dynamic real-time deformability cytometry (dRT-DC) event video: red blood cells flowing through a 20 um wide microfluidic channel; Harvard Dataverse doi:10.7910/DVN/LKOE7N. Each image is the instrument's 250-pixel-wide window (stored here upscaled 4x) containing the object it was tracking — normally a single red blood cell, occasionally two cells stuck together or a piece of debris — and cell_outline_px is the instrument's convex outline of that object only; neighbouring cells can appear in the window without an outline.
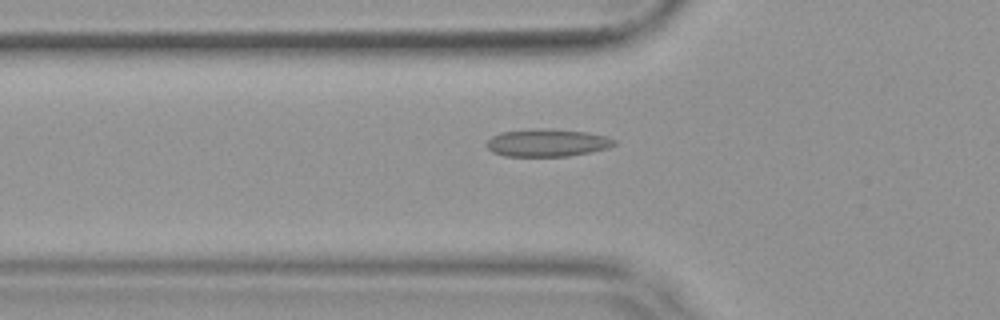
{"species": "common noctule bat (a hibernating species)", "species_latin": "Nyctalus noctula", "temperature_condition": "warm", "stored_images_in_passage": 39, "camera_frame_rate_fps": 3000, "um_per_image_px": 0.085, "animal": {"sex": "female", "body_mass_g": 19.9}, "frame": {"image": 1, "passage_image": 4, "time_ms": 1.0, "image_size_px": [1000, 320], "cell_outline_px": [[616, 144], [608, 148], [592, 152], [568, 156], [504, 156], [492, 152], [484, 144], [492, 136], [500, 132], [540, 128], [588, 132], [604, 136], [616, 140]], "centroid_in_image_um": [46.5, 12.14], "position_along_channel_um": 79.3, "area_um2": 20.58}}
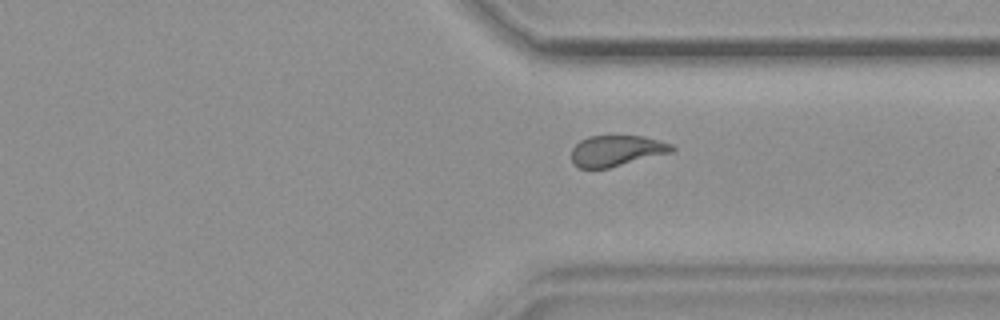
{"frame": {"image": 2, "passage_image": 26, "time_ms": 8.333, "image_size_px": [1000, 320], "cell_outline_px": [[676, 148], [672, 152], [608, 168], [580, 168], [572, 164], [572, 148], [580, 140], [588, 136], [644, 136], [672, 144]], "centroid_in_image_um": [52.39, 12.81], "position_along_channel_um": 359.0, "area_um2": 18.03}}
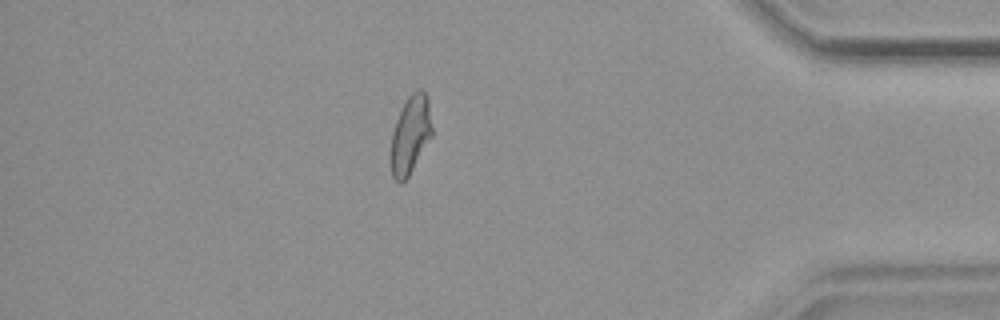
{"frame": {"image": 3, "passage_image": 32, "time_ms": 10.333, "image_size_px": [1000, 320], "cell_outline_px": [[432, 136], [404, 184], [400, 184], [392, 176], [392, 132], [396, 120], [408, 96], [412, 92], [420, 88], [428, 96], [432, 128]], "centroid_in_image_um": [34.91, 11.46], "position_along_channel_um": 400.3, "area_um2": 18.61}, "authors_computed_cell_mechanics": {"area_um2": 18.9006, "velocity_mm_per_s": 3.8161, "shape_relaxation_time_tau1_ms": null, "shape_relaxation_time_tau2_ms": 1.1474, "deformation_change_tau1": null, "deformation_change_tau2": 0.0838}}